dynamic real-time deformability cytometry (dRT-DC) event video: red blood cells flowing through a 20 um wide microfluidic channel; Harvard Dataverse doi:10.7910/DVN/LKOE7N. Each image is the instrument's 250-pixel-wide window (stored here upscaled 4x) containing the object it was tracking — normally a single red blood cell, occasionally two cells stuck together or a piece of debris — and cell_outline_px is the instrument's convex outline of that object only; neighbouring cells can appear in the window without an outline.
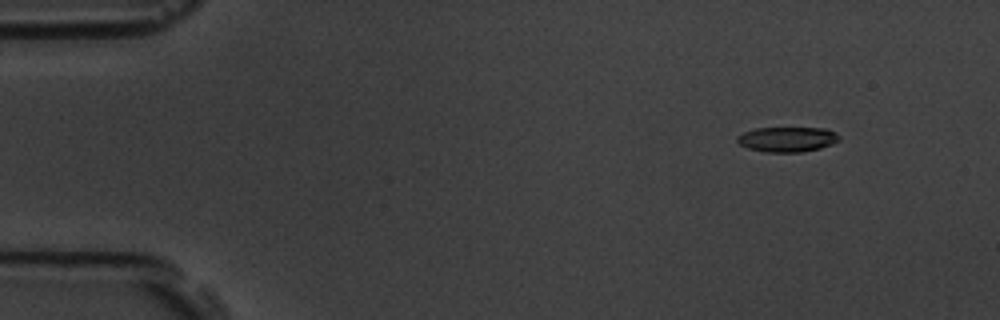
{"species": "common noctule bat (a hibernating species)", "species_latin": "Nyctalus noctula", "temperature_condition": "room temperature", "stored_images_in_passage": 13, "camera_frame_rate_fps": 3000, "um_per_image_px": 0.085, "animal": {"sex": "male", "body_mass_g": 19.5, "forearm_length_mm": 54.6}, "frame": {"image": 1, "passage_image": 2, "time_ms": 1.333, "image_size_px": [1000, 320], "cell_outline_px": [[840, 140], [832, 144], [820, 148], [800, 152], [764, 152], [748, 148], [740, 144], [736, 140], [736, 136], [744, 132], [756, 128], [828, 128], [836, 132], [840, 136]], "centroid_in_image_um": [66.94, 11.83], "position_along_channel_um": 18.1, "area_um2": 14.97}}
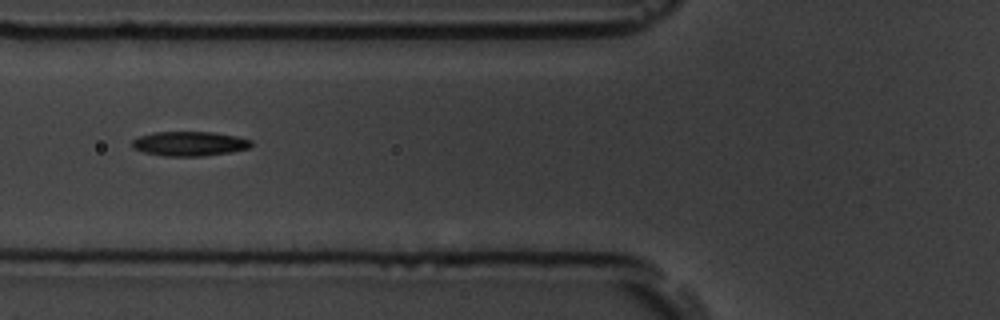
{"frame": {"image": 2, "passage_image": 6, "time_ms": 6.667, "image_size_px": [1000, 320], "cell_outline_px": [[252, 144], [248, 148], [232, 152], [204, 156], [164, 156], [144, 152], [132, 148], [132, 140], [140, 136], [152, 132], [212, 132], [236, 136], [252, 140]], "centroid_in_image_um": [16.1, 12.21], "position_along_channel_um": 109.7, "area_um2": 17.05}}
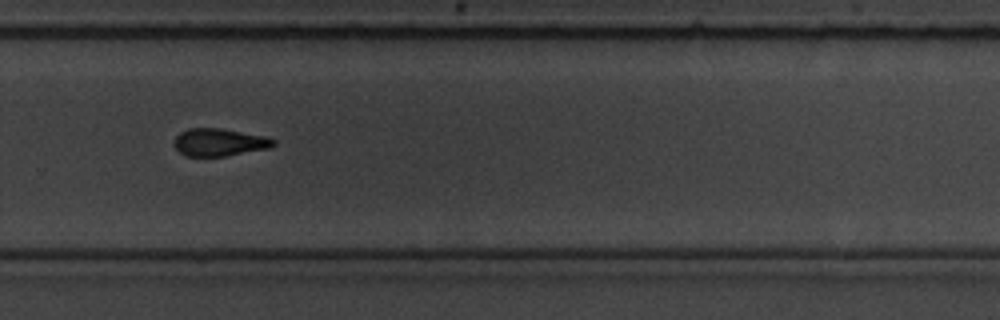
{"frame": {"image": 3, "passage_image": 11, "time_ms": 12.333, "image_size_px": [1000, 320], "cell_outline_px": [[276, 144], [272, 148], [224, 156], [184, 156], [172, 144], [176, 136], [180, 132], [188, 128], [220, 128], [264, 136], [276, 140]], "centroid_in_image_um": [18.64, 12.09], "position_along_channel_um": 311.2, "area_um2": 16.07}, "authors_computed_cell_mechanics": {"area_um2": 16.6464, "velocity_mm_per_s": 3.5653, "shape_relaxation_time_tau1_ms": 4.0291, "shape_relaxation_time_tau2_ms": 5.7691, "deformation_change_tau1": 0.1237, "deformation_change_tau2": 0.1378}}